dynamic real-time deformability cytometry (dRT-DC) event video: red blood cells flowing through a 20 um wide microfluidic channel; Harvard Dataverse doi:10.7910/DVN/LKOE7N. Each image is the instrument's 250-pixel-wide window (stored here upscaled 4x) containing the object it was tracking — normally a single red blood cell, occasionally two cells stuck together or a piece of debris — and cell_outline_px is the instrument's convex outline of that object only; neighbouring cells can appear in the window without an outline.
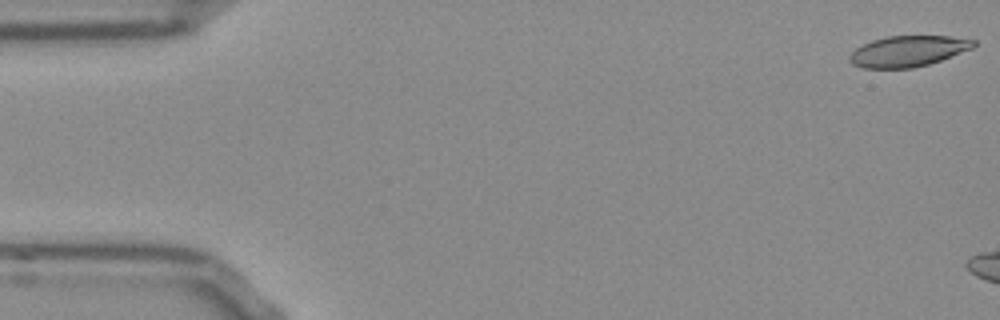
{"species": "Egyptian fruit bat (a non-hibernating species)", "species_latin": "Rousettus aegyptiacus", "temperature_condition": "room temperature", "stored_images_in_passage": 9, "camera_frame_rate_fps": 3000, "um_per_image_px": 0.085, "frame": {"image": 1, "passage_image": 1, "time_ms": 0.0, "image_size_px": [1000, 320], "cell_outline_px": [[976, 44], [972, 48], [940, 60], [928, 64], [912, 68], [864, 68], [852, 64], [848, 60], [848, 56], [856, 48], [872, 40], [888, 36], [948, 36], [976, 40]], "centroid_in_image_um": [77.15, 4.35], "position_along_channel_um": 7.8, "area_um2": 22.14}}